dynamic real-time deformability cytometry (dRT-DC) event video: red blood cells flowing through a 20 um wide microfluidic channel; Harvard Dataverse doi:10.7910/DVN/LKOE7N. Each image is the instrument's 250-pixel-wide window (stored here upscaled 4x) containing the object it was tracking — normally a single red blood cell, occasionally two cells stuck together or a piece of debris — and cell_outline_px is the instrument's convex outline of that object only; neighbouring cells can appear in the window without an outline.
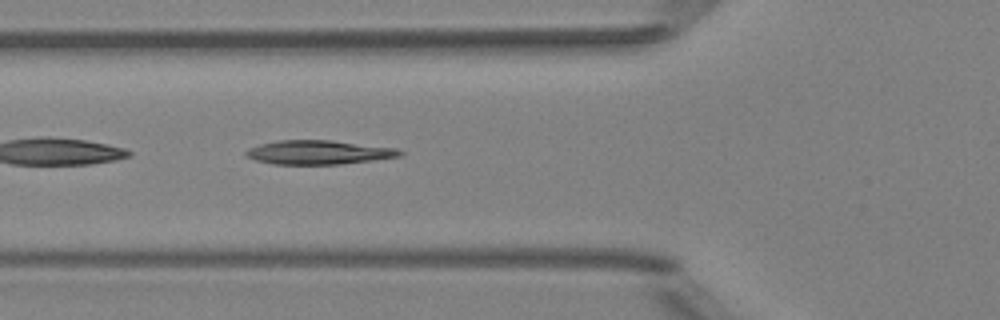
{"species": "Egyptian fruit bat (a non-hibernating species)", "species_latin": "Rousettus aegyptiacus", "temperature_condition": "room temperature", "stored_images_in_passage": 50, "camera_frame_rate_fps": 3000, "um_per_image_px": 0.085, "animal": {"sex": "female"}, "frame": {"image": 1, "passage_image": 18, "time_ms": 5.667, "image_size_px": [1000, 320], "cell_outline_px": [[404, 152], [400, 156], [372, 160], [340, 164], [272, 164], [256, 160], [248, 156], [244, 152], [248, 148], [260, 144], [276, 140], [332, 140], [396, 148]], "centroid_in_image_um": [27.07, 12.94], "position_along_channel_um": 98.7, "area_um2": 21.44}}
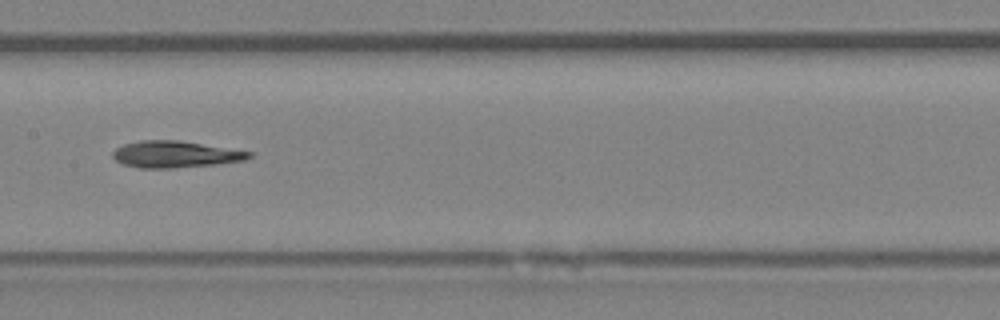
{"frame": {"image": 2, "passage_image": 25, "time_ms": 8.0, "image_size_px": [1000, 320], "cell_outline_px": [[252, 156], [244, 160], [212, 164], [172, 168], [140, 168], [124, 164], [116, 160], [112, 156], [112, 152], [116, 148], [124, 144], [140, 140], [180, 140], [252, 152]], "centroid_in_image_um": [14.86, 13.1], "position_along_channel_um": 192.5, "area_um2": 20.92}}
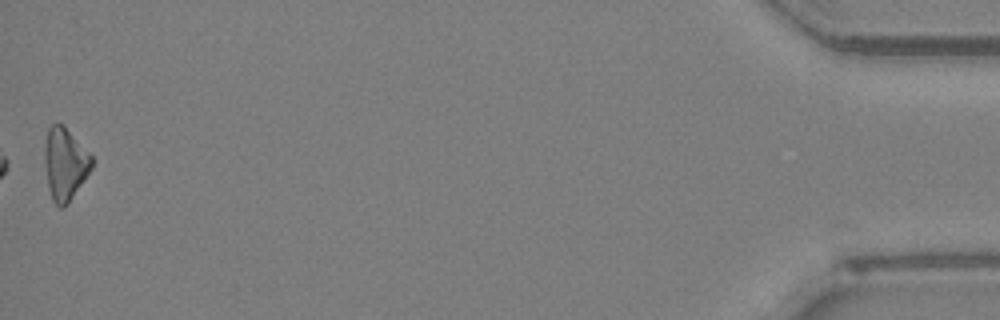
{"frame": {"image": 3, "passage_image": 50, "time_ms": 16.333, "image_size_px": [1000, 320], "cell_outline_px": [[92, 168], [68, 204], [64, 208], [60, 208], [52, 200], [48, 188], [44, 164], [44, 144], [48, 128], [56, 120], [64, 124], [92, 156]], "centroid_in_image_um": [5.5, 13.9], "position_along_channel_um": 429.7, "area_um2": 20.23}, "authors_computed_cell_mechanics": {"area_um2": 21.1259, "velocity_mm_per_s": 4.0235, "shape_relaxation_time_tau1_ms": 6.0783, "shape_relaxation_time_tau2_ms": 5.9246, "deformation_change_tau1": 0.1649, "deformation_change_tau2": 0.1651}}